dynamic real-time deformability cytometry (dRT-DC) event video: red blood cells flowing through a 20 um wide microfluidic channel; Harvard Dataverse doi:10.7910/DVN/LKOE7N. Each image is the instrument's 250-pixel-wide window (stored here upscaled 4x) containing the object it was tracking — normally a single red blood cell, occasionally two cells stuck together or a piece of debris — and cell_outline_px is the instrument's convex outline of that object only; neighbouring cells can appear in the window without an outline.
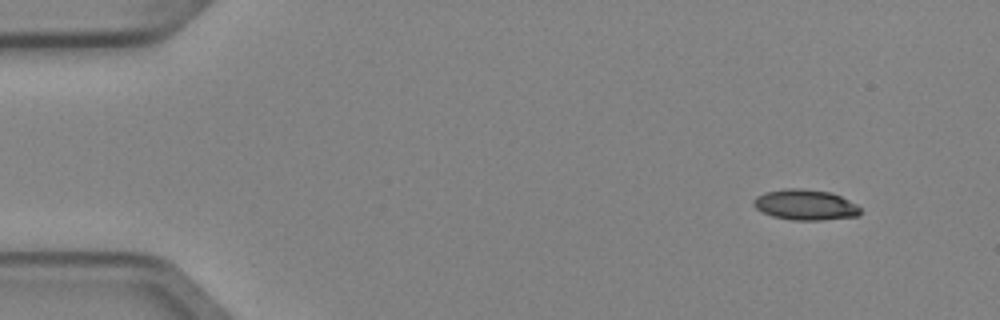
{"species": "Egyptian fruit bat (a non-hibernating species)", "species_latin": "Rousettus aegyptiacus", "temperature_condition": "cold", "stored_images_in_passage": 5, "camera_frame_rate_fps": 3000, "um_per_image_px": 0.085, "animal": {"sex": "female"}, "frame": {"image": 1, "passage_image": 1, "time_ms": 0.0, "image_size_px": [1000, 320], "cell_outline_px": [[860, 212], [856, 216], [820, 220], [792, 220], [772, 216], [756, 208], [752, 204], [752, 200], [756, 196], [764, 192], [784, 188], [800, 188], [832, 192], [856, 204], [860, 208]], "centroid_in_image_um": [68.41, 17.39], "position_along_channel_um": 16.6, "area_um2": 19.02}}
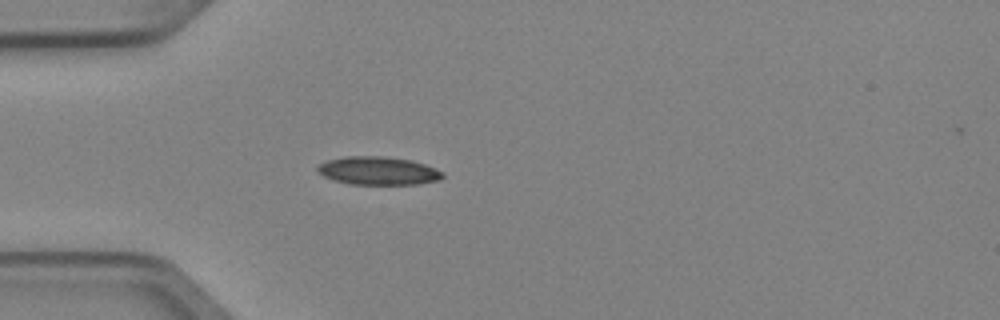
{"frame": {"image": 2, "passage_image": 4, "time_ms": 1.0, "image_size_px": [1000, 320], "cell_outline_px": [[444, 176], [440, 180], [420, 184], [348, 184], [332, 180], [324, 176], [316, 168], [320, 164], [328, 160], [344, 156], [384, 156], [412, 160], [424, 164], [444, 172]], "centroid_in_image_um": [32.17, 14.52], "position_along_channel_um": 52.8, "area_um2": 20.63}}